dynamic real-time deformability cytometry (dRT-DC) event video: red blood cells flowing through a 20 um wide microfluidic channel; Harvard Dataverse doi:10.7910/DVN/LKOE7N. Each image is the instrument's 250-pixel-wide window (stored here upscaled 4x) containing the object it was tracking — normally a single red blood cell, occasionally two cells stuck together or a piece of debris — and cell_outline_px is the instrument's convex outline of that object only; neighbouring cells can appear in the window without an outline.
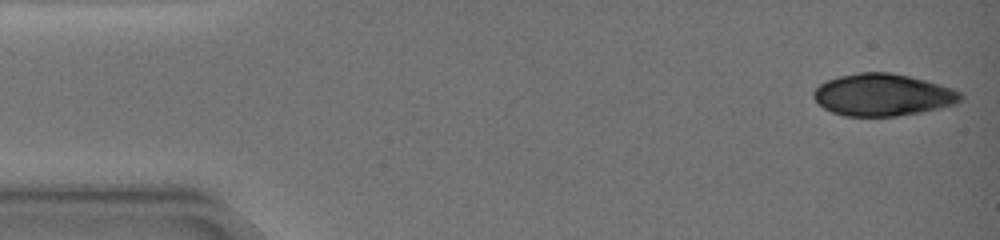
{"species": "common noctule bat (a hibernating species)", "species_latin": "Nyctalus noctula", "temperature_condition": "warm", "stored_images_in_passage": 6, "camera_frame_rate_fps": 3000, "um_per_image_px": 0.085, "animal": {"sex": "female", "body_mass_g": 19.0, "forearm_length_mm": 51.5}, "frame": {"image": 1, "passage_image": 1, "time_ms": 0.0, "image_size_px": [1000, 240], "cell_outline_px": [[964, 100], [956, 104], [940, 108], [920, 112], [896, 116], [844, 116], [832, 112], [824, 108], [812, 96], [812, 92], [820, 84], [828, 80], [840, 76], [860, 72], [892, 72], [940, 84], [952, 88], [960, 92], [964, 96]], "centroid_in_image_um": [75.06, 8.06], "position_along_channel_um": 9.9, "area_um2": 36.13}}